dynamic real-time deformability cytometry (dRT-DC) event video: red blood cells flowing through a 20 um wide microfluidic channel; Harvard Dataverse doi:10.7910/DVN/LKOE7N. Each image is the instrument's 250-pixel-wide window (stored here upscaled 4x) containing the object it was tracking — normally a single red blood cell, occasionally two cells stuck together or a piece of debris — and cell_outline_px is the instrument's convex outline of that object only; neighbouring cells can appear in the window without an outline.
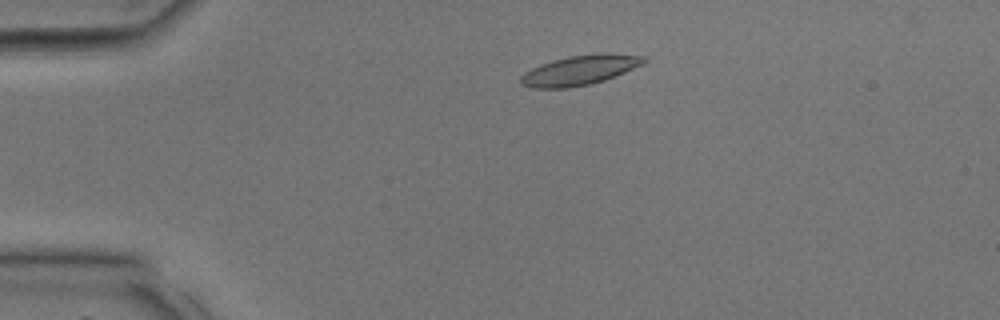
{"species": "common noctule bat (a hibernating species)", "species_latin": "Nyctalus noctula", "temperature_condition": "room temperature", "stored_images_in_passage": 22, "camera_frame_rate_fps": 3000, "um_per_image_px": 0.085, "animal": {"sex": "male", "body_mass_g": 17.9, "forearm_length_mm": 54.2}, "frame": {"image": 1, "passage_image": 2, "time_ms": 0.333, "image_size_px": [1000, 320], "cell_outline_px": [[648, 60], [644, 64], [604, 80], [588, 84], [564, 88], [532, 88], [520, 84], [520, 76], [524, 72], [540, 64], [552, 60], [568, 56], [596, 52], [608, 52], [644, 56]], "centroid_in_image_um": [49.29, 5.94], "position_along_channel_um": 35.7, "area_um2": 21.56}}
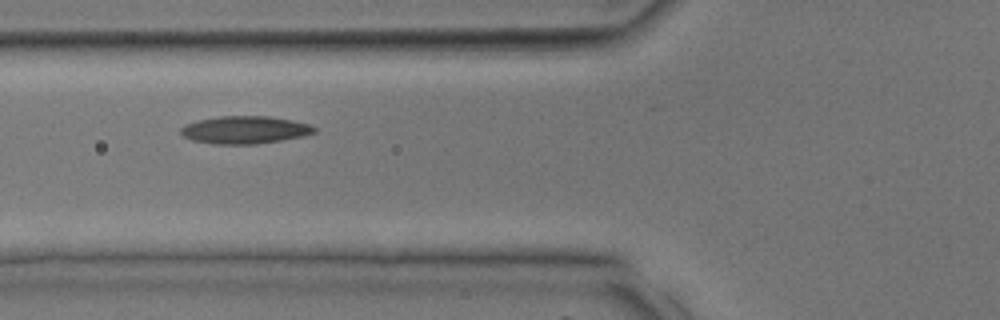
{"frame": {"image": 2, "passage_image": 8, "time_ms": 2.333, "image_size_px": [1000, 320], "cell_outline_px": [[316, 132], [304, 136], [256, 144], [212, 144], [192, 140], [184, 136], [180, 132], [180, 128], [184, 124], [200, 120], [220, 116], [268, 116], [292, 120], [308, 124], [316, 128]], "centroid_in_image_um": [20.8, 11.04], "position_along_channel_um": 105.0, "area_um2": 21.44}}
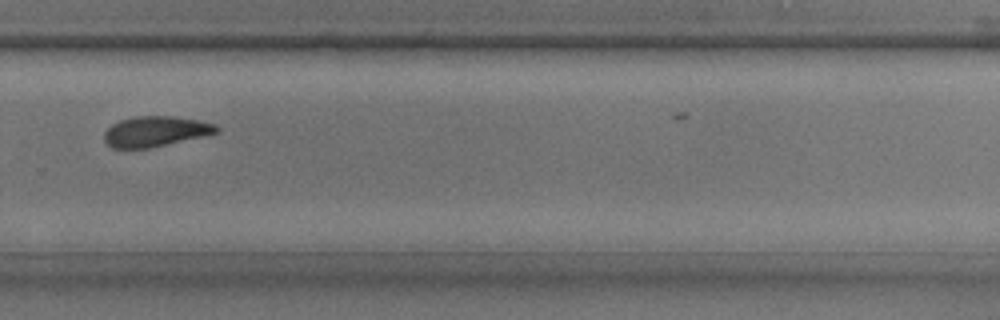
{"frame": {"image": 3, "passage_image": 19, "time_ms": 6.0, "image_size_px": [1000, 320], "cell_outline_px": [[220, 132], [204, 136], [148, 148], [112, 148], [104, 140], [104, 132], [112, 124], [120, 120], [136, 116], [172, 116], [200, 120], [216, 124], [220, 128]], "centroid_in_image_um": [13.24, 11.16], "position_along_channel_um": 316.6, "area_um2": 19.88}}